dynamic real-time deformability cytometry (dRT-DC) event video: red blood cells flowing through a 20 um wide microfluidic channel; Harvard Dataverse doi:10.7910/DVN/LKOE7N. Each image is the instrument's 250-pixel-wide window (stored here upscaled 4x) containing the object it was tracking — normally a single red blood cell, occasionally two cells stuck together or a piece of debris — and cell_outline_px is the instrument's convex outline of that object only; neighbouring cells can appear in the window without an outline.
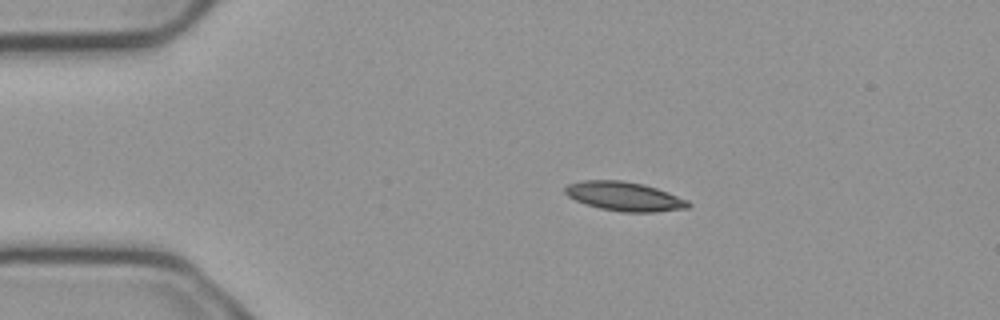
{"species": "common noctule bat (a hibernating species)", "species_latin": "Nyctalus noctula", "temperature_condition": "cold", "stored_images_in_passage": 2, "camera_frame_rate_fps": 3000, "um_per_image_px": 0.085, "animal": {"sex": "male", "body_mass_g": 23.1, "forearm_length_mm": 52.7}, "frame": {"image": 1, "passage_image": 1, "time_ms": 0.0, "image_size_px": [1000, 320], "cell_outline_px": [[692, 204], [688, 208], [656, 212], [624, 212], [600, 208], [576, 200], [568, 196], [564, 192], [564, 188], [568, 184], [584, 180], [620, 180], [644, 184], [668, 192], [688, 200]], "centroid_in_image_um": [53.1, 16.69], "position_along_channel_um": 31.9, "area_um2": 20.81}}